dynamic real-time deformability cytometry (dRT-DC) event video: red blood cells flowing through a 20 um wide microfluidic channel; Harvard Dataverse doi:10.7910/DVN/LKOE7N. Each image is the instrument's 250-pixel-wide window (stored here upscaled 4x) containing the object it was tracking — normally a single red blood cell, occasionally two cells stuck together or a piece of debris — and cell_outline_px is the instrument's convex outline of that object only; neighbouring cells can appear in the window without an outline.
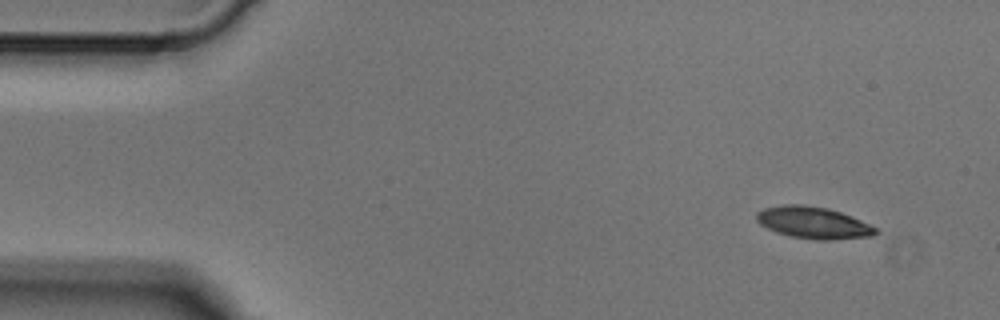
{"species": "Egyptian fruit bat (a non-hibernating species)", "species_latin": "Rousettus aegyptiacus", "temperature_condition": "cold", "stored_images_in_passage": 4, "camera_frame_rate_fps": 3000, "um_per_image_px": 0.085, "animal": {"sex": "male"}, "frame": {"image": 1, "passage_image": 1, "time_ms": 0.0, "image_size_px": [1000, 320], "cell_outline_px": [[880, 232], [872, 236], [828, 240], [820, 240], [792, 236], [776, 232], [760, 224], [756, 220], [756, 212], [764, 208], [780, 204], [804, 204], [828, 208], [852, 216], [880, 228]], "centroid_in_image_um": [69.17, 18.91], "position_along_channel_um": 15.8, "area_um2": 22.31}}
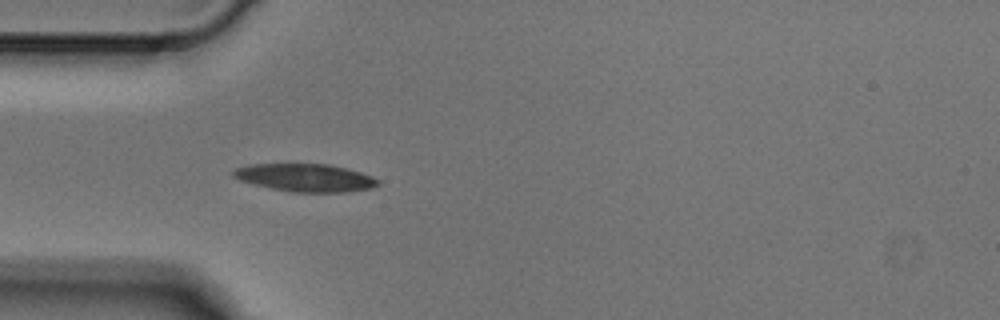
{"frame": {"image": 2, "passage_image": 4, "time_ms": 1.0, "image_size_px": [1000, 320], "cell_outline_px": [[380, 184], [368, 188], [344, 192], [292, 192], [272, 188], [240, 180], [232, 176], [232, 172], [236, 168], [248, 164], [328, 164], [348, 168], [372, 176], [380, 180]], "centroid_in_image_um": [25.96, 15.09], "position_along_channel_um": 59.0, "area_um2": 23.29}}